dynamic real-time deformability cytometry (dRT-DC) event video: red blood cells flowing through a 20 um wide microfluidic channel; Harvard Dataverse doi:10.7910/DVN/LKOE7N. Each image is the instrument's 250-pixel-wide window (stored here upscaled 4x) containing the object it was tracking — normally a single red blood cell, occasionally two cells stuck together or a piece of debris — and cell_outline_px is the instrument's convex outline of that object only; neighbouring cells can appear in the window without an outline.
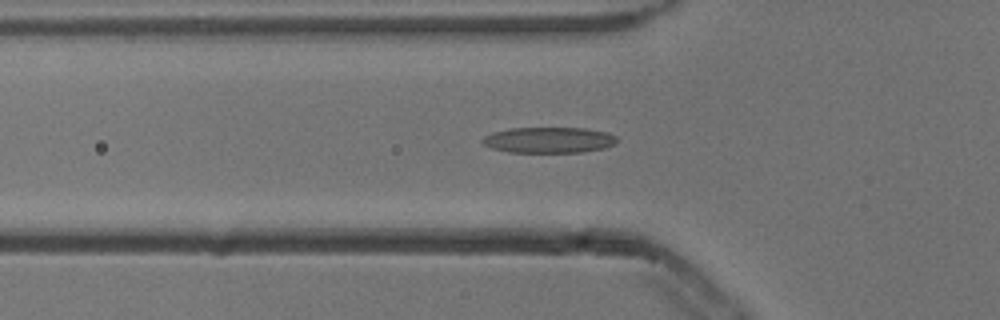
{"species": "common noctule bat (a hibernating species)", "species_latin": "Nyctalus noctula", "temperature_condition": "cold", "stored_images_in_passage": 48, "camera_frame_rate_fps": 3000, "um_per_image_px": 0.085, "animal": {"sex": "male", "body_mass_g": 13.3}, "frame": {"image": 1, "passage_image": 17, "time_ms": 5.333, "image_size_px": [1000, 320], "cell_outline_px": [[616, 144], [604, 148], [580, 152], [508, 152], [492, 148], [484, 144], [480, 140], [484, 136], [492, 132], [508, 128], [584, 128], [608, 132], [616, 136]], "centroid_in_image_um": [46.64, 11.89], "position_along_channel_um": 79.2, "area_um2": 20.29}}
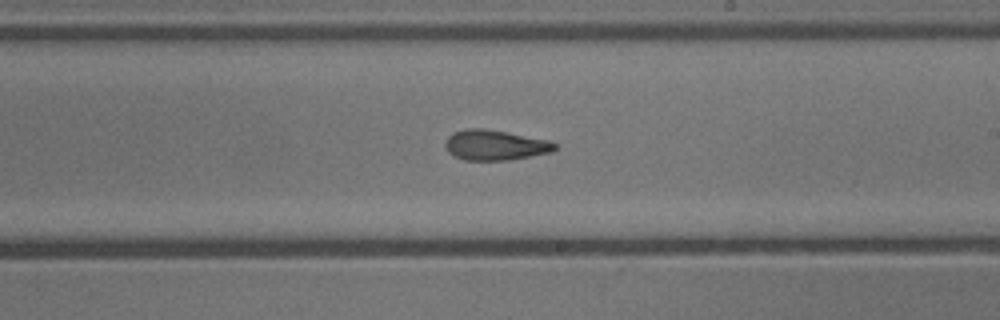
{"frame": {"image": 2, "passage_image": 30, "time_ms": 9.667, "image_size_px": [1000, 320], "cell_outline_px": [[556, 148], [552, 152], [508, 160], [464, 160], [448, 152], [444, 144], [448, 136], [452, 132], [464, 128], [484, 128], [552, 140], [556, 144]], "centroid_in_image_um": [42.08, 12.32], "position_along_channel_um": 246.9, "area_um2": 19.48}}
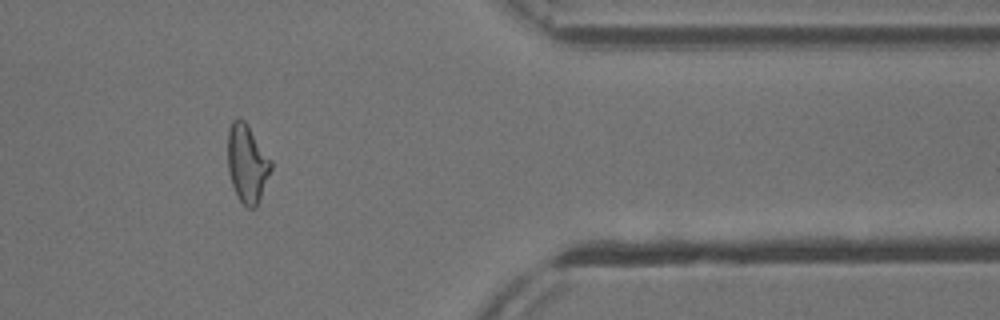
{"frame": {"image": 3, "passage_image": 43, "time_ms": 14.0, "image_size_px": [1000, 320], "cell_outline_px": [[272, 168], [256, 208], [248, 208], [240, 200], [232, 184], [228, 172], [228, 128], [232, 120], [236, 116], [240, 116], [244, 120], [272, 160]], "centroid_in_image_um": [21.0, 13.85], "position_along_channel_um": 390.4, "area_um2": 19.71}}